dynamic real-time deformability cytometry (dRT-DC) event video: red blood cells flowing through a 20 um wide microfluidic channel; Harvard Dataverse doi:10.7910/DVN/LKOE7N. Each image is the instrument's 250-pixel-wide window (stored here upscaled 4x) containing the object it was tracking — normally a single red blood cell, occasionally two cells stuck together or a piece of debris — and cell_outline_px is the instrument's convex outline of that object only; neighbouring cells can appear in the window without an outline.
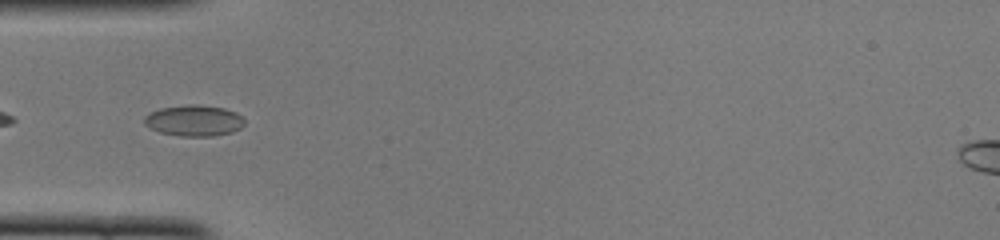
{"species": "common noctule bat (a hibernating species)", "species_latin": "Nyctalus noctula", "temperature_condition": "cold", "stored_images_in_passage": 35, "camera_frame_rate_fps": 3000, "um_per_image_px": 0.085, "animal": {"sex": "female", "body_mass_g": 22.0, "forearm_length_mm": 56.7}, "frame": {"image": 1, "passage_image": 2, "time_ms": 0.333, "image_size_px": [1000, 240], "cell_outline_px": [[244, 124], [240, 128], [232, 132], [212, 136], [180, 136], [160, 132], [144, 124], [144, 116], [148, 112], [160, 108], [184, 104], [200, 104], [224, 108], [236, 112], [244, 120]], "centroid_in_image_um": [16.47, 10.23], "position_along_channel_um": 68.5, "area_um2": 18.26}}
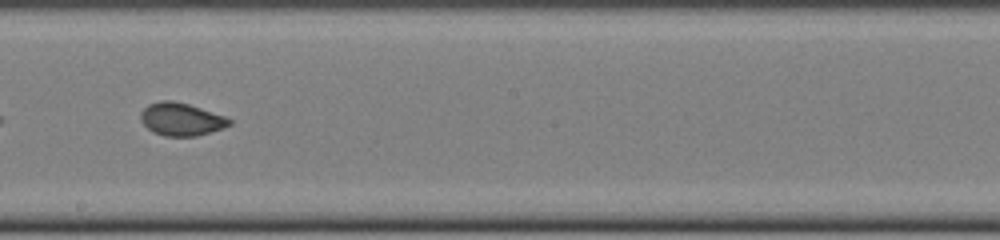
{"frame": {"image": 2, "passage_image": 14, "time_ms": 4.333, "image_size_px": [1000, 240], "cell_outline_px": [[232, 124], [224, 128], [196, 136], [164, 136], [152, 132], [140, 120], [140, 112], [148, 104], [160, 100], [172, 100], [188, 104], [224, 116], [232, 120]], "centroid_in_image_um": [15.38, 10.14], "position_along_channel_um": 232.8, "area_um2": 16.99}}
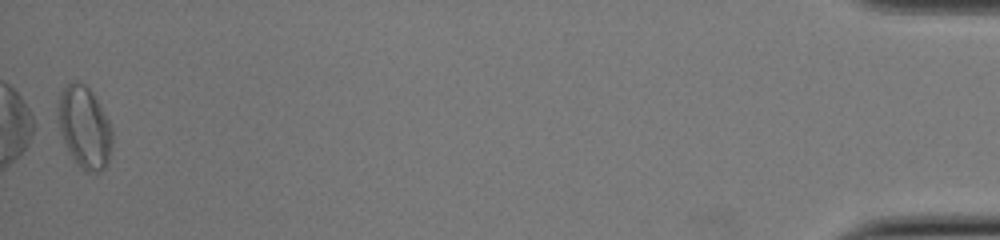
{"frame": {"image": 3, "passage_image": 35, "time_ms": 11.333, "image_size_px": [1000, 240], "cell_outline_px": [[112, 144], [108, 160], [104, 168], [100, 172], [84, 172], [72, 156], [64, 140], [60, 128], [56, 112], [56, 108], [60, 92], [72, 80], [80, 80], [92, 92], [108, 120], [112, 128]], "centroid_in_image_um": [7.17, 10.79], "position_along_channel_um": 428.0, "area_um2": 25.78}, "authors_computed_cell_mechanics": {"area_um2": 17.3978, "velocity_mm_per_s": 4.1045, "shape_relaxation_time_tau1_ms": null, "shape_relaxation_time_tau2_ms": 0.8246, "deformation_change_tau1": null, "deformation_change_tau2": 0.0505}}